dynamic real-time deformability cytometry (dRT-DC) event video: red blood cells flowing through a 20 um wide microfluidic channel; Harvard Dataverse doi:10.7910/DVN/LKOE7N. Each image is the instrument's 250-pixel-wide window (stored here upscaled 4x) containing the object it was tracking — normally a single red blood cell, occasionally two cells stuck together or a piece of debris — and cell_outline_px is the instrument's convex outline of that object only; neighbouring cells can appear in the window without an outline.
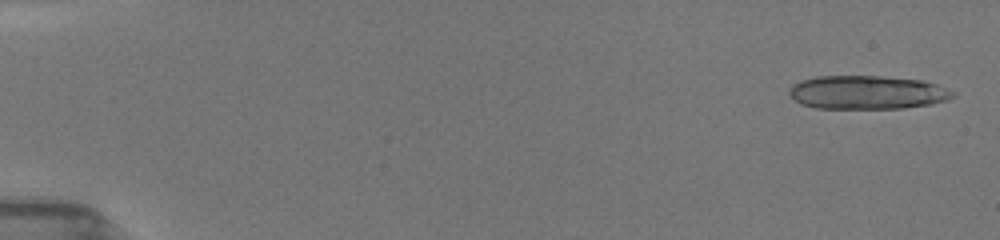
{"species": "common noctule bat (a hibernating species)", "species_latin": "Nyctalus noctula", "temperature_condition": "room temperature", "stored_images_in_passage": 17, "camera_frame_rate_fps": 3000, "um_per_image_px": 0.085, "animal": {"sex": "female", "body_mass_g": 19.5, "forearm_length_mm": 54.1}, "frame": {"image": 1, "passage_image": 2, "time_ms": 0.333, "image_size_px": [1000, 240], "cell_outline_px": [[956, 96], [932, 104], [904, 108], [816, 108], [800, 104], [788, 92], [788, 88], [792, 84], [800, 80], [816, 76], [880, 76], [924, 80], [936, 84], [956, 92]], "centroid_in_image_um": [73.7, 7.85], "position_along_channel_um": 11.3, "area_um2": 32.19}}
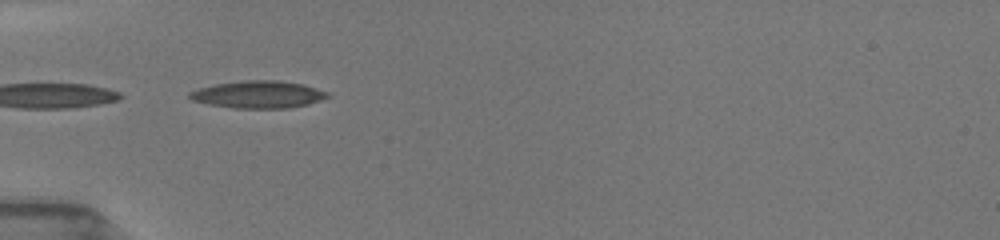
{"frame": {"image": 2, "passage_image": 14, "time_ms": 5.667, "image_size_px": [1000, 240], "cell_outline_px": [[332, 96], [308, 104], [288, 108], [232, 108], [208, 104], [192, 100], [188, 96], [188, 92], [200, 88], [216, 84], [244, 80], [276, 80], [304, 84], [328, 92]], "centroid_in_image_um": [21.97, 8.03], "position_along_channel_um": 63.0, "area_um2": 21.96}}